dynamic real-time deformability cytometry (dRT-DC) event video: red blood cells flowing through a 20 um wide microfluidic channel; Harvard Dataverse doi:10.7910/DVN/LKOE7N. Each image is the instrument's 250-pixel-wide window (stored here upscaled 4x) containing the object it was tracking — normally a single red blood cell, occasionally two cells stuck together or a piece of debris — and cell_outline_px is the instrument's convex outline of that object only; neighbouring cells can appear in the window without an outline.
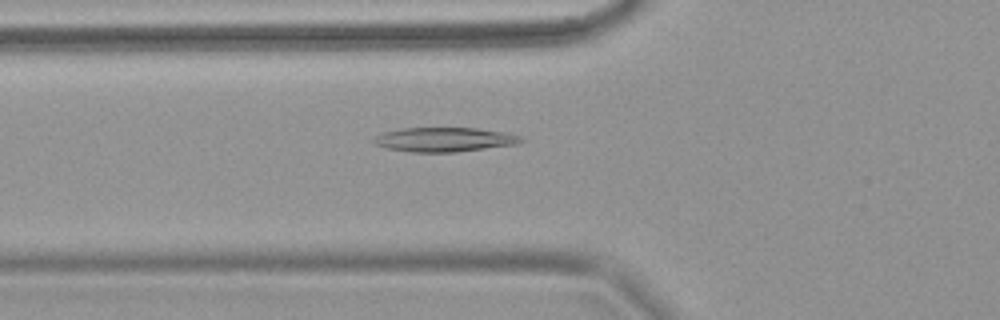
{"species": "common noctule bat (a hibernating species)", "species_latin": "Nyctalus noctula", "temperature_condition": "warm", "stored_images_in_passage": 63, "camera_frame_rate_fps": 3000, "um_per_image_px": 0.085, "animal": {"sex": "female", "body_mass_g": 18.4}, "frame": {"image": 1, "passage_image": 24, "time_ms": 7.667, "image_size_px": [1000, 320], "cell_outline_px": [[524, 140], [516, 144], [456, 152], [412, 152], [388, 148], [372, 144], [372, 140], [380, 132], [404, 128], [476, 128], [504, 132], [520, 136]], "centroid_in_image_um": [37.71, 11.86], "position_along_channel_um": 88.1, "area_um2": 20.81}}
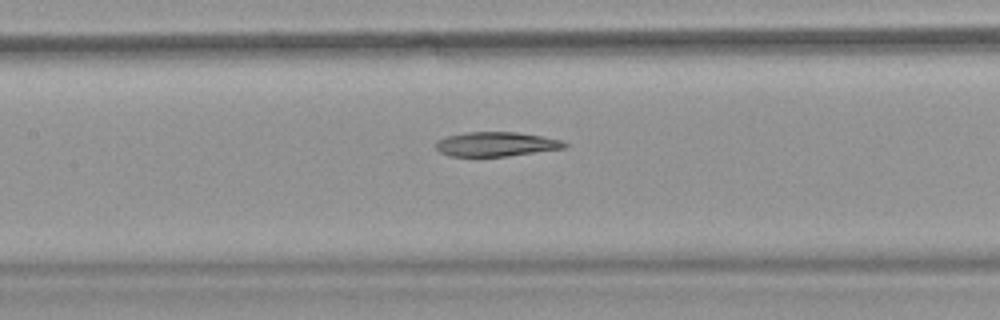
{"frame": {"image": 2, "passage_image": 31, "time_ms": 10.0, "image_size_px": [1000, 320], "cell_outline_px": [[568, 148], [508, 156], [448, 156], [440, 152], [432, 144], [436, 140], [448, 136], [468, 132], [516, 132], [540, 136], [560, 140], [568, 144]], "centroid_in_image_um": [42.15, 12.26], "position_along_channel_um": 165.3, "area_um2": 18.38}}
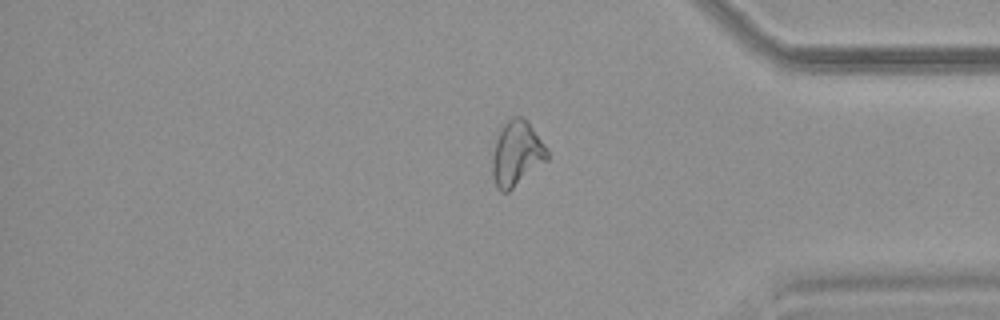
{"frame": {"image": 3, "passage_image": 53, "time_ms": 17.333, "image_size_px": [1000, 320], "cell_outline_px": [[548, 160], [508, 192], [500, 192], [496, 188], [492, 176], [492, 156], [496, 140], [500, 128], [512, 116], [524, 116], [528, 120], [548, 148]], "centroid_in_image_um": [43.92, 13.04], "position_along_channel_um": 391.3, "area_um2": 21.15}}